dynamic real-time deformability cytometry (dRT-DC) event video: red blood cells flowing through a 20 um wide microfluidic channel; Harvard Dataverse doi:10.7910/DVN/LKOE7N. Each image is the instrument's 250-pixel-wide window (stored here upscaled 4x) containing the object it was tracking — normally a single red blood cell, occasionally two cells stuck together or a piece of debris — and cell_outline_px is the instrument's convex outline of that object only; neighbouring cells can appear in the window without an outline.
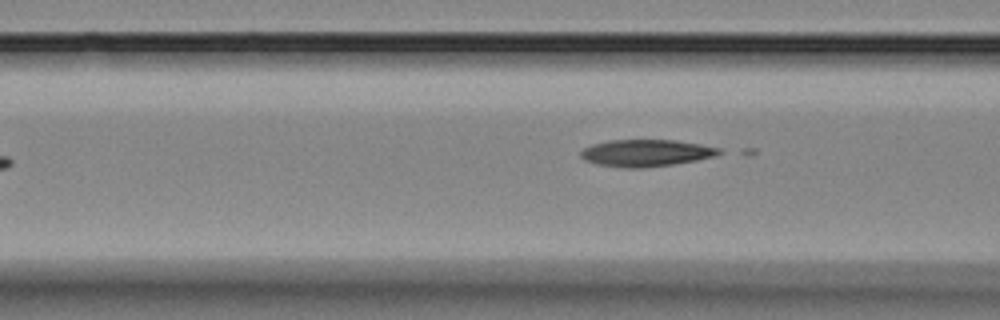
{"species": "Egyptian fruit bat (a non-hibernating species)", "species_latin": "Rousettus aegyptiacus", "temperature_condition": "room temperature", "stored_images_in_passage": 7, "camera_frame_rate_fps": 3000, "um_per_image_px": 0.085, "animal": {"sex": "female"}, "frame": {"image": 1, "passage_image": 7, "time_ms": 7.0, "image_size_px": [1000, 320], "cell_outline_px": [[724, 152], [716, 156], [696, 160], [672, 164], [644, 168], [620, 168], [596, 164], [584, 160], [580, 156], [580, 152], [584, 148], [592, 144], [608, 140], [676, 140], [700, 144], [720, 148]], "centroid_in_image_um": [54.9, 13.0], "position_along_channel_um": 111.7, "area_um2": 21.91}}